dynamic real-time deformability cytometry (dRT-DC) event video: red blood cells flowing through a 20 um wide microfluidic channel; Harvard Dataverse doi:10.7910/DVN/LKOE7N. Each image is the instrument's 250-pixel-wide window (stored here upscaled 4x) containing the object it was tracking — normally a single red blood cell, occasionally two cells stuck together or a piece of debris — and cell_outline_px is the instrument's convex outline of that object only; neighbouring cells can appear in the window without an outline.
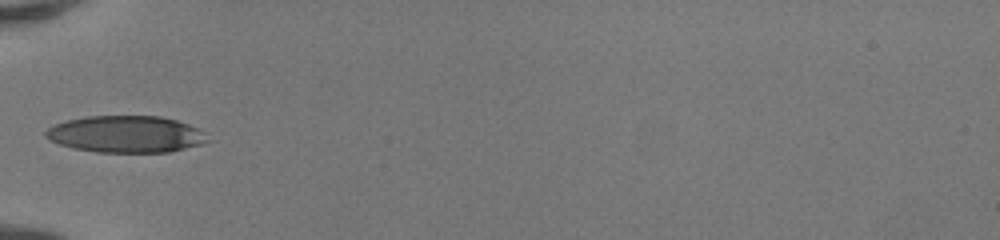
{"species": "human", "species_latin": "Homo sapiens", "temperature_condition": "room temperature", "stored_images_in_passage": 32, "camera_frame_rate_fps": 3000, "um_per_image_px": 0.085, "donor": {"sex": "female"}, "frame": {"image": 1, "passage_image": 1, "time_ms": 0.0, "image_size_px": [1000, 240], "cell_outline_px": [[212, 140], [200, 144], [168, 152], [96, 152], [72, 148], [48, 140], [44, 136], [44, 132], [48, 128], [56, 124], [68, 120], [88, 116], [160, 116], [176, 120], [200, 128]], "centroid_in_image_um": [10.71, 11.41], "position_along_channel_um": 74.3, "area_um2": 34.8}}
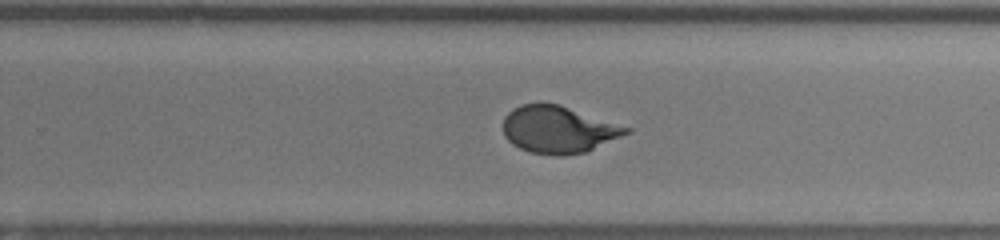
{"frame": {"image": 2, "passage_image": 16, "time_ms": 5.0, "image_size_px": [1000, 240], "cell_outline_px": [[632, 132], [584, 152], [564, 156], [556, 156], [528, 152], [512, 144], [504, 136], [504, 116], [512, 108], [520, 104], [540, 100], [560, 104], [632, 128]], "centroid_in_image_um": [47.43, 10.97], "position_along_channel_um": 282.4, "area_um2": 34.45}}
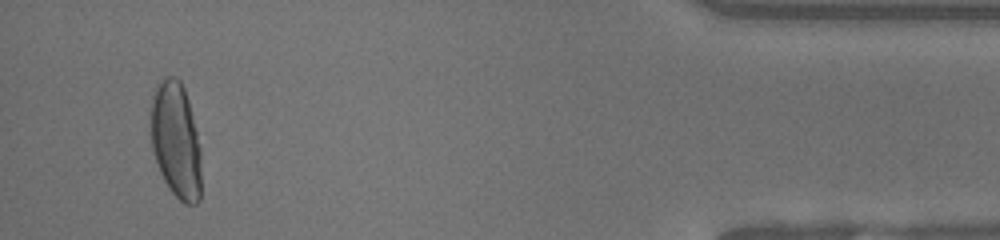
{"frame": {"image": 3, "passage_image": 30, "time_ms": 9.667, "image_size_px": [1000, 240], "cell_outline_px": [[200, 200], [196, 204], [184, 204], [172, 192], [164, 180], [160, 172], [152, 152], [148, 108], [152, 92], [156, 84], [164, 76], [176, 76], [180, 80], [184, 88], [188, 100], [200, 148]], "centroid_in_image_um": [14.89, 11.86], "position_along_channel_um": 420.3, "area_um2": 34.85}, "authors_computed_cell_mechanics": {"area_um2": 34.4777, "velocity_mm_per_s": 4.1844, "shape_relaxation_time_tau1_ms": 5.4344, "shape_relaxation_time_tau2_ms": null, "deformation_change_tau1": 0.2407, "deformation_change_tau2": null}}